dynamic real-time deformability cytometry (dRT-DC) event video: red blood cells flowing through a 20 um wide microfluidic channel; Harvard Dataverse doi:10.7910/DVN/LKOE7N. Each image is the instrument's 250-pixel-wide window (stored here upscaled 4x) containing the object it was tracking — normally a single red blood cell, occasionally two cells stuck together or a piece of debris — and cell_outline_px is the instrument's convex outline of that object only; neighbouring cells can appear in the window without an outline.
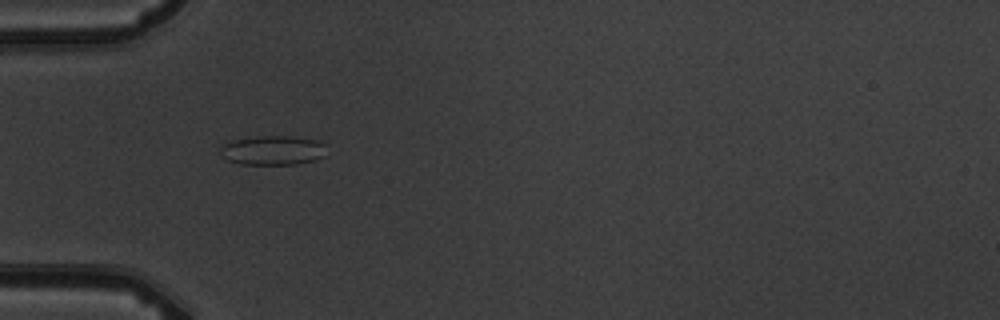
{"species": "common noctule bat (a hibernating species)", "species_latin": "Nyctalus noctula", "temperature_condition": "warm", "stored_images_in_passage": 7, "camera_frame_rate_fps": 3000, "um_per_image_px": 0.085, "animal": {"sex": "male", "body_mass_g": 19.5, "forearm_length_mm": 54.6}, "frame": {"image": 1, "passage_image": 6, "time_ms": 5.667, "image_size_px": [1000, 320], "cell_outline_px": [[324, 156], [316, 160], [296, 164], [240, 164], [228, 160], [220, 156], [220, 148], [224, 144], [232, 140], [256, 136], [292, 136], [320, 140], [324, 144]], "centroid_in_image_um": [23.18, 12.77], "position_along_channel_um": 61.8, "area_um2": 18.32}}
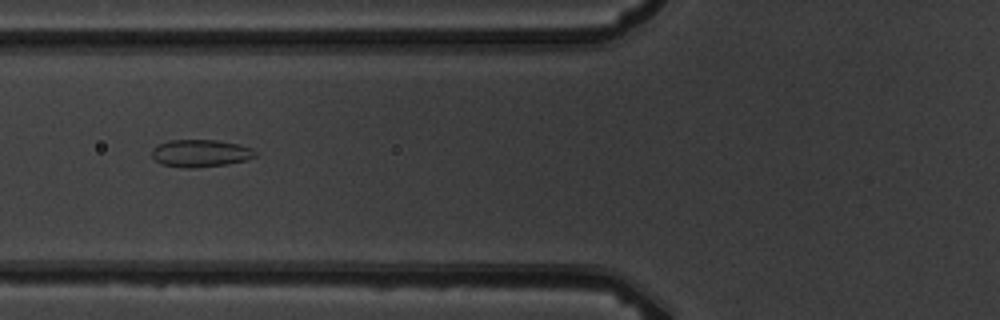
{"frame": {"image": 2, "passage_image": 7, "time_ms": 7.0, "image_size_px": [1000, 320], "cell_outline_px": [[256, 156], [244, 160], [228, 164], [196, 168], [184, 168], [160, 164], [152, 156], [152, 148], [168, 140], [216, 140], [240, 144], [252, 148], [256, 152]], "centroid_in_image_um": [17.04, 13.03], "position_along_channel_um": 108.8, "area_um2": 16.59}}